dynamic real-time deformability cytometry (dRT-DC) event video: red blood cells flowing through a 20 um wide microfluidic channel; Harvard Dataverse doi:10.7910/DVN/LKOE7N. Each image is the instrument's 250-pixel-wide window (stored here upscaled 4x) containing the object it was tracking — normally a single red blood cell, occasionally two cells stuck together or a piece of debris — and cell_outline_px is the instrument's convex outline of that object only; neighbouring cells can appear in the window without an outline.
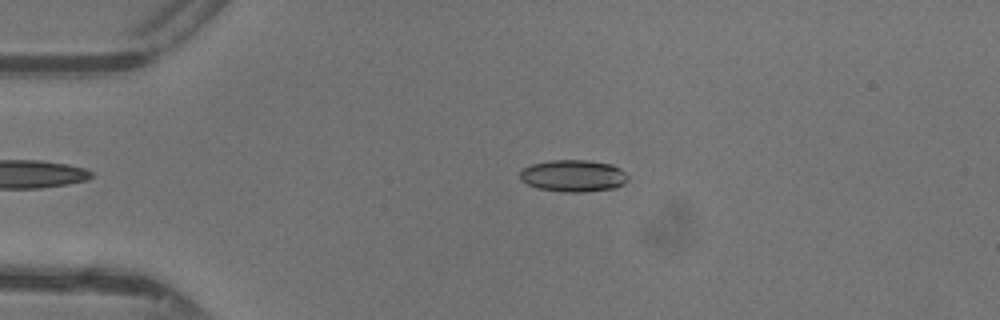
{"species": "common noctule bat (a hibernating species)", "species_latin": "Nyctalus noctula", "temperature_condition": "warm", "stored_images_in_passage": 40, "camera_frame_rate_fps": 3000, "um_per_image_px": 0.085, "animal": {"sex": "female"}, "frame": {"image": 1, "passage_image": 4, "time_ms": 1.0, "image_size_px": [1000, 320], "cell_outline_px": [[628, 180], [624, 184], [616, 188], [584, 192], [564, 192], [536, 188], [520, 180], [520, 172], [524, 168], [532, 164], [548, 160], [588, 160], [612, 164], [620, 168], [628, 176]], "centroid_in_image_um": [48.74, 14.94], "position_along_channel_um": 36.3, "area_um2": 20.29}}
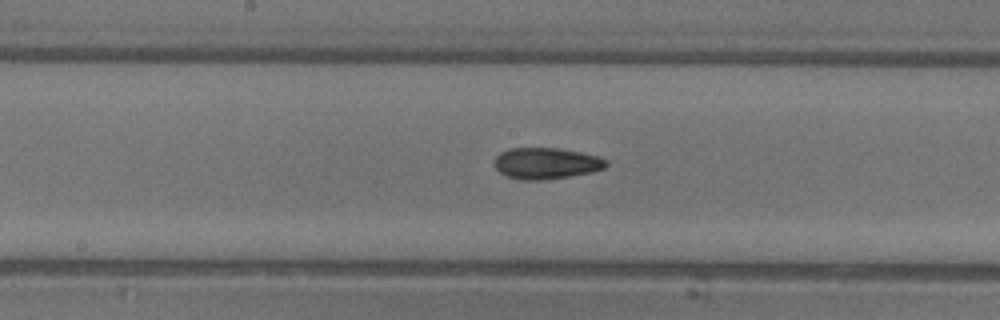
{"frame": {"image": 2, "passage_image": 18, "time_ms": 5.667, "image_size_px": [1000, 320], "cell_outline_px": [[608, 164], [604, 168], [592, 172], [544, 180], [520, 180], [508, 176], [500, 172], [492, 164], [496, 156], [500, 152], [508, 148], [560, 148], [600, 156], [608, 160]], "centroid_in_image_um": [46.42, 13.87], "position_along_channel_um": 201.8, "area_um2": 20.58}}
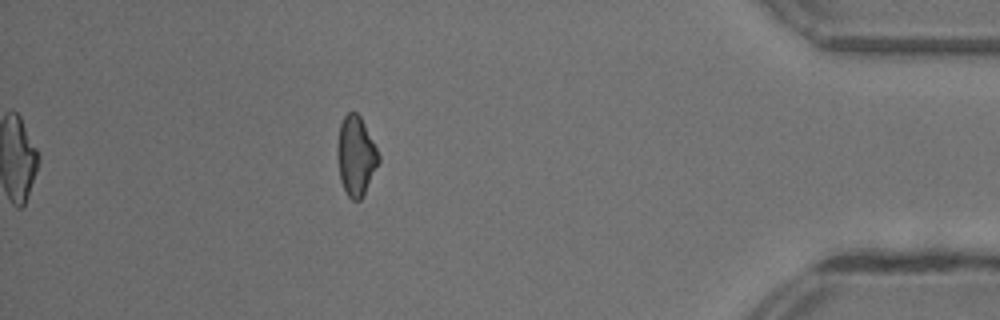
{"frame": {"image": 3, "passage_image": 35, "time_ms": 11.333, "image_size_px": [1000, 320], "cell_outline_px": [[380, 160], [360, 200], [352, 200], [348, 196], [340, 180], [336, 156], [336, 148], [340, 124], [344, 116], [348, 112], [356, 112], [360, 116], [380, 156]], "centroid_in_image_um": [30.22, 13.24], "position_along_channel_um": 405.0, "area_um2": 18.9}, "authors_computed_cell_mechanics": {"area_um2": 19.7098, "velocity_mm_per_s": 4.4273, "shape_relaxation_time_tau1_ms": 7.8622, "shape_relaxation_time_tau2_ms": 4.6315, "deformation_change_tau1": 0.1975, "deformation_change_tau2": 0.1113}}